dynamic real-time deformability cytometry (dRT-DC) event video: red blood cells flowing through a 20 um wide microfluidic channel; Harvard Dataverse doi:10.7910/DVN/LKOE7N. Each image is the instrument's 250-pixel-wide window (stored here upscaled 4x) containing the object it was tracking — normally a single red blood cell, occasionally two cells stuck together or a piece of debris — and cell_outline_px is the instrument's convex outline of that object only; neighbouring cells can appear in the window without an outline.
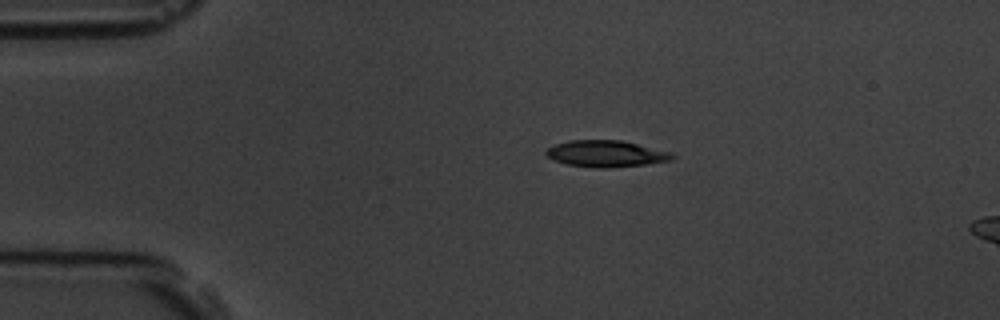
{"species": "common noctule bat (a hibernating species)", "species_latin": "Nyctalus noctula", "temperature_condition": "room temperature", "stored_images_in_passage": 5, "camera_frame_rate_fps": 3000, "um_per_image_px": 0.085, "animal": {"sex": "male", "body_mass_g": 19.5, "forearm_length_mm": 54.6}, "frame": {"image": 1, "passage_image": 3, "time_ms": 2.333, "image_size_px": [1000, 320], "cell_outline_px": [[676, 156], [672, 160], [644, 164], [608, 168], [596, 168], [568, 164], [552, 160], [544, 152], [548, 148], [556, 144], [568, 140], [620, 140], [672, 152]], "centroid_in_image_um": [51.51, 13.06], "position_along_channel_um": 33.5, "area_um2": 19.42}}